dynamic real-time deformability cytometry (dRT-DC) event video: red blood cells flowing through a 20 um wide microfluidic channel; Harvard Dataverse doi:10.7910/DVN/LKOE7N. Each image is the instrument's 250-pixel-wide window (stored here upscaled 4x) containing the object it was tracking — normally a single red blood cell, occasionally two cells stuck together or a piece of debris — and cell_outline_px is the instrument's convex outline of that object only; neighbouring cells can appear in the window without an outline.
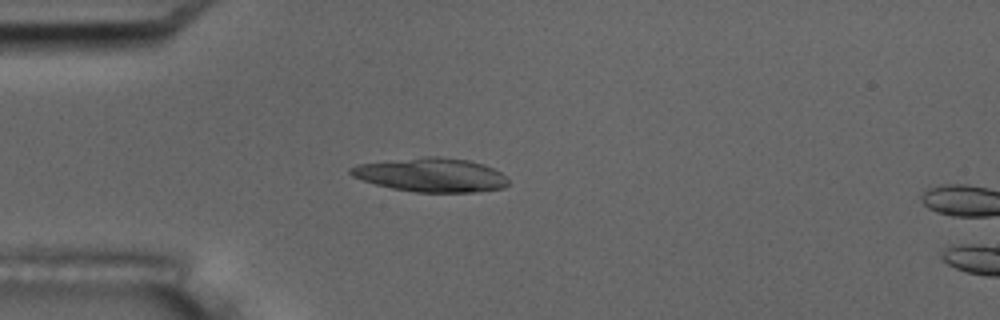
{"species": "common noctule bat (a hibernating species)", "species_latin": "Nyctalus noctula", "temperature_condition": "room temperature", "stored_images_in_passage": 6, "camera_frame_rate_fps": 3000, "um_per_image_px": 0.085, "animal": {"sex": "male", "body_mass_g": 17.5, "forearm_length_mm": 52.3}, "frame": {"image": 1, "passage_image": 5, "time_ms": 4.667, "image_size_px": [1000, 320], "cell_outline_px": [[508, 184], [504, 188], [476, 192], [416, 192], [392, 188], [376, 184], [352, 176], [348, 172], [348, 168], [356, 164], [424, 156], [440, 156], [468, 160], [484, 164], [500, 172], [508, 180]], "centroid_in_image_um": [36.63, 14.86], "position_along_channel_um": 48.4, "area_um2": 31.21}}